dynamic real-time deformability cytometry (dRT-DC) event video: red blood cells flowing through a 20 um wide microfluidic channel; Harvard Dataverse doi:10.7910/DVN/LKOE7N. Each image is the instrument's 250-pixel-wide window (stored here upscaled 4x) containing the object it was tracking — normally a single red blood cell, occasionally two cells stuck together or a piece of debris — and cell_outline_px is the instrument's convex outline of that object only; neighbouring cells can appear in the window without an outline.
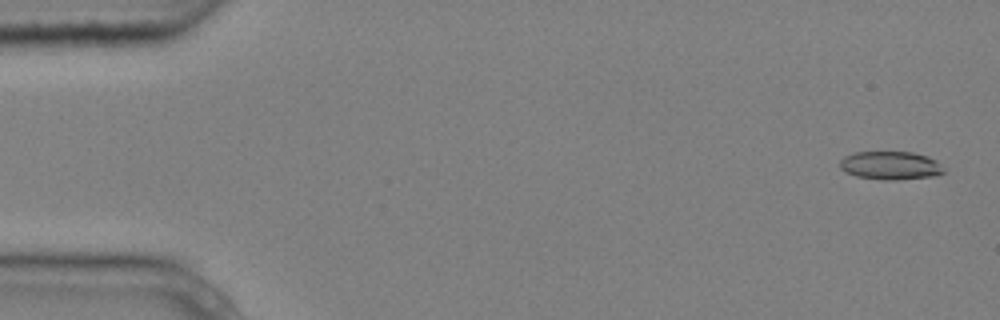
{"species": "common noctule bat (a hibernating species)", "species_latin": "Nyctalus noctula", "temperature_condition": "cold", "stored_images_in_passage": 6, "camera_frame_rate_fps": 3000, "um_per_image_px": 0.085, "animal": {"sex": "male", "body_mass_g": 20.4}, "frame": {"image": 1, "passage_image": 1, "time_ms": 0.0, "image_size_px": [1000, 320], "cell_outline_px": [[948, 168], [944, 172], [936, 176], [896, 180], [884, 180], [856, 176], [840, 168], [840, 160], [844, 156], [856, 152], [912, 152], [928, 156], [936, 160]], "centroid_in_image_um": [75.76, 14.07], "position_along_channel_um": 9.2, "area_um2": 17.34}}